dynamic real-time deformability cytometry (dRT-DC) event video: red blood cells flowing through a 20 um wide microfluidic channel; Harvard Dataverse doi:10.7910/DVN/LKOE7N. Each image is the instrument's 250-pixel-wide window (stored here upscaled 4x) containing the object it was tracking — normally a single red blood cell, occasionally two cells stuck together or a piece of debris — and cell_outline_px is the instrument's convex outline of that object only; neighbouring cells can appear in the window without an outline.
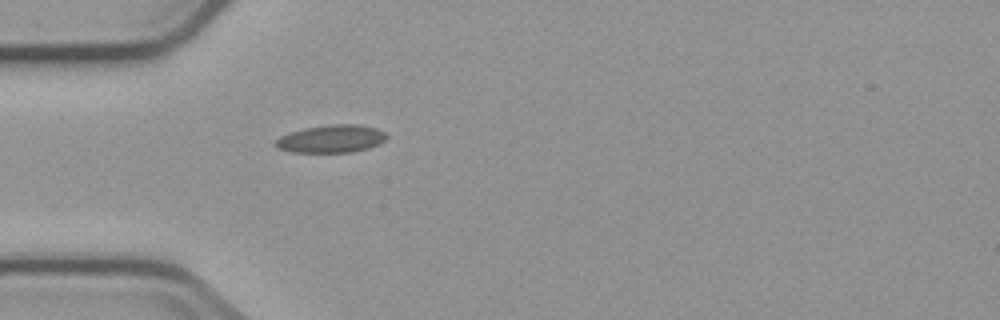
{"species": "common noctule bat (a hibernating species)", "species_latin": "Nyctalus noctula", "temperature_condition": "cold", "stored_images_in_passage": 1, "camera_frame_rate_fps": 3000, "um_per_image_px": 0.085, "animal": {"sex": "male", "body_mass_g": 23.1, "forearm_length_mm": 52.7}, "frame": {"image": 1, "passage_image": 1, "time_ms": 0.0, "image_size_px": [1000, 320], "cell_outline_px": [[388, 136], [380, 144], [368, 148], [352, 152], [292, 152], [276, 148], [276, 140], [280, 136], [304, 128], [332, 124], [356, 124], [376, 128], [384, 132]], "centroid_in_image_um": [28.17, 11.8], "position_along_channel_um": 56.8, "area_um2": 17.86}}